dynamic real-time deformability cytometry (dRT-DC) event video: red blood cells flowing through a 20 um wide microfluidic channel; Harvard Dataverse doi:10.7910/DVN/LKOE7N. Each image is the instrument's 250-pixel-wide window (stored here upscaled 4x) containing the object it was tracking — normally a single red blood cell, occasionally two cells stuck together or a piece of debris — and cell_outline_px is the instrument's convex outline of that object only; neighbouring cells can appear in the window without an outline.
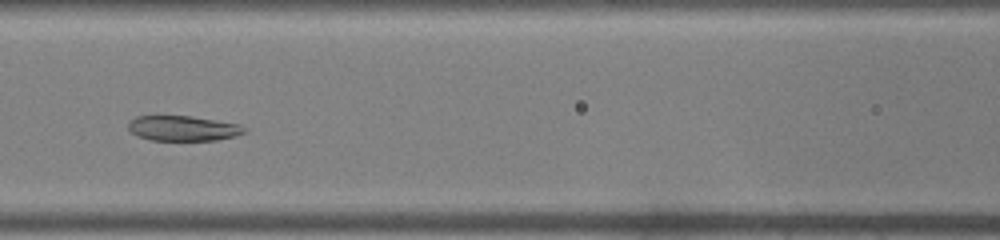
{"species": "common noctule bat (a hibernating species)", "species_latin": "Nyctalus noctula", "temperature_condition": "warm", "stored_images_in_passage": 40, "camera_frame_rate_fps": 3000, "um_per_image_px": 0.085, "animal": {"sex": "male", "body_mass_g": 19.0, "forearm_length_mm": 50.8}, "frame": {"image": 1, "passage_image": 15, "time_ms": 4.667, "image_size_px": [1000, 240], "cell_outline_px": [[248, 128], [244, 132], [236, 136], [216, 140], [152, 140], [136, 136], [128, 128], [128, 120], [136, 116], [192, 116], [240, 124]], "centroid_in_image_um": [15.55, 10.9], "position_along_channel_um": 151.0, "area_um2": 17.11}}
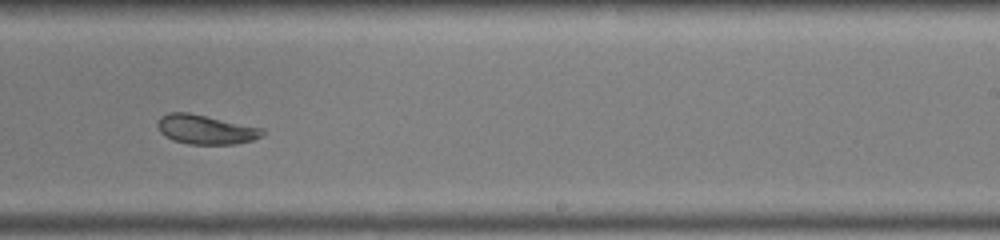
{"frame": {"image": 2, "passage_image": 23, "time_ms": 7.333, "image_size_px": [1000, 240], "cell_outline_px": [[264, 136], [252, 140], [236, 144], [188, 144], [172, 140], [164, 136], [160, 132], [156, 124], [160, 116], [168, 112], [188, 112], [264, 128]], "centroid_in_image_um": [17.47, 11.0], "position_along_channel_um": 271.5, "area_um2": 18.15}}
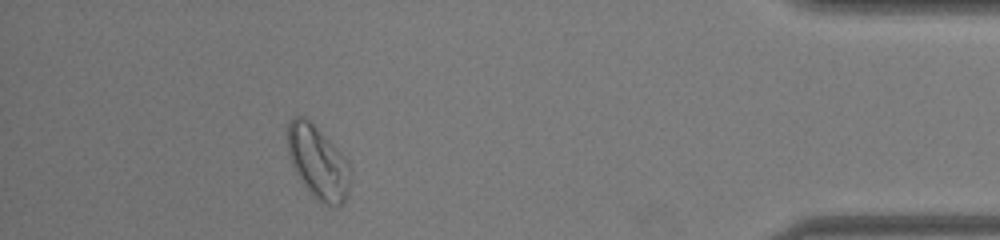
{"frame": {"image": 3, "passage_image": 35, "time_ms": 11.333, "image_size_px": [1000, 240], "cell_outline_px": [[352, 172], [348, 196], [340, 208], [320, 204], [308, 192], [300, 180], [292, 164], [288, 152], [288, 124], [292, 116], [304, 116], [348, 160], [352, 168]], "centroid_in_image_um": [27.07, 13.89], "position_along_channel_um": 408.1, "area_um2": 27.05}}